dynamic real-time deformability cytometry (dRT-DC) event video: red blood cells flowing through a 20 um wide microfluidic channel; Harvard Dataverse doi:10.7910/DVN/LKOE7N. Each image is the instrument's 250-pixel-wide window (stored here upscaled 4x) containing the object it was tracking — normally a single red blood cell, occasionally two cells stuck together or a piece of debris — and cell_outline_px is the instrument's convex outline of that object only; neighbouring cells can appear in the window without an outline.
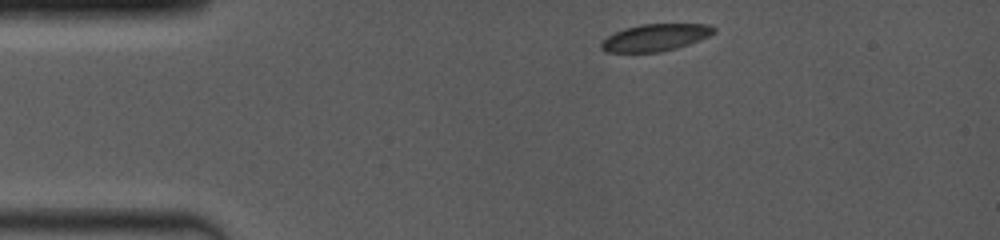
{"species": "common noctule bat (a hibernating species)", "species_latin": "Nyctalus noctula", "temperature_condition": "room temperature", "stored_images_in_passage": 26, "camera_frame_rate_fps": 4000, "um_per_image_px": 0.085, "animal": {"sex": "female", "body_mass_g": 19.0, "forearm_length_mm": 53.3}, "frame": {"image": 1, "passage_image": 1, "time_ms": 0.0, "image_size_px": [1000, 240], "cell_outline_px": [[716, 32], [700, 40], [676, 48], [660, 52], [604, 52], [600, 48], [600, 44], [608, 36], [624, 28], [644, 24], [708, 24], [716, 28]], "centroid_in_image_um": [55.71, 3.19], "position_along_channel_um": 29.3, "area_um2": 17.69}}
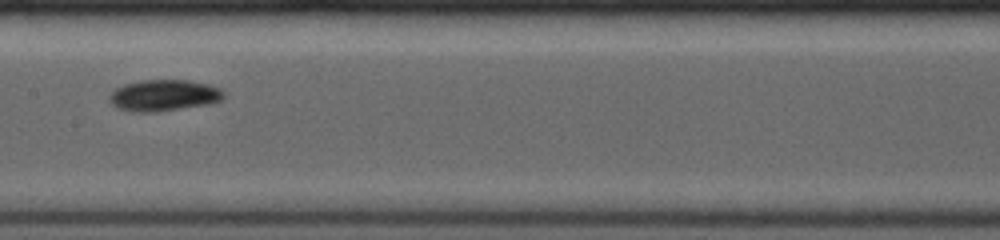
{"frame": {"image": 2, "passage_image": 12, "time_ms": 5.5, "image_size_px": [1000, 240], "cell_outline_px": [[224, 96], [220, 100], [212, 104], [156, 112], [132, 112], [116, 108], [108, 100], [108, 96], [116, 88], [124, 84], [140, 80], [188, 80], [208, 84], [220, 88], [224, 92]], "centroid_in_image_um": [13.91, 8.11], "position_along_channel_um": 193.5, "area_um2": 21.15}}
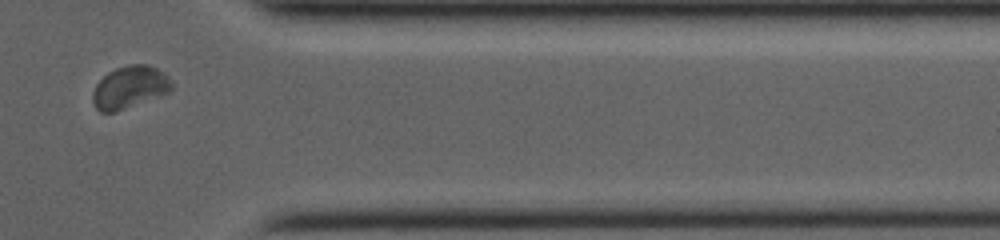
{"frame": {"image": 3, "passage_image": 22, "time_ms": 10.75, "image_size_px": [1000, 240], "cell_outline_px": [[172, 92], [116, 112], [100, 112], [96, 108], [92, 100], [92, 92], [96, 84], [108, 72], [116, 68], [128, 64], [148, 64], [156, 68], [168, 76], [172, 80]], "centroid_in_image_um": [11.04, 7.42], "position_along_channel_um": 400.4, "area_um2": 19.77}, "authors_computed_cell_mechanics": {"area_um2": 19.6809, "velocity_mm_per_s": 4.0047, "shape_relaxation_time_tau1_ms": 2.6796, "shape_relaxation_time_tau2_ms": null, "deformation_change_tau1": 0.0732, "deformation_change_tau2": null}}